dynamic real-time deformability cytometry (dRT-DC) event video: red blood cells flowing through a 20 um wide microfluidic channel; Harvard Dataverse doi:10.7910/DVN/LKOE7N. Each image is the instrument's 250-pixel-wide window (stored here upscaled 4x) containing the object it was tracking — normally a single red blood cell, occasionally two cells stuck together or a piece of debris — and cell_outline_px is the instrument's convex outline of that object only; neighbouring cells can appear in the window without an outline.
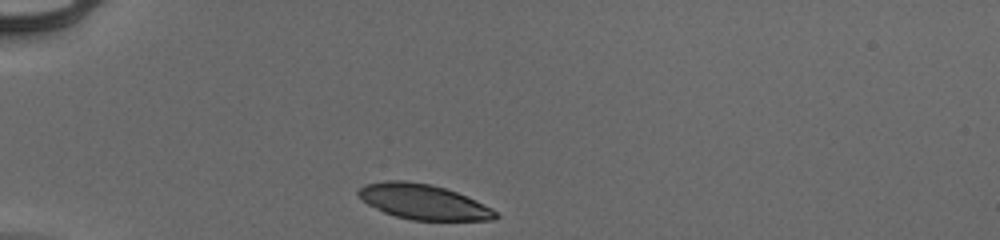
{"species": "human", "species_latin": "Homo sapiens", "temperature_condition": "cold", "stored_images_in_passage": 31, "camera_frame_rate_fps": 3000, "um_per_image_px": 0.085, "donor": {"sex": "male"}, "frame": {"image": 1, "passage_image": 1, "time_ms": 0.0, "image_size_px": [1000, 240], "cell_outline_px": [[500, 216], [496, 220], [412, 220], [396, 216], [384, 212], [368, 204], [356, 192], [364, 184], [384, 180], [404, 180], [432, 184], [456, 192], [492, 208]], "centroid_in_image_um": [35.98, 17.15], "position_along_channel_um": 49.0, "area_um2": 27.92}}
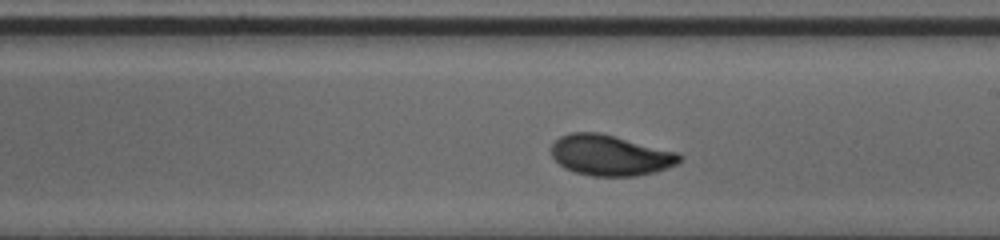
{"frame": {"image": 2, "passage_image": 18, "time_ms": 5.667, "image_size_px": [1000, 240], "cell_outline_px": [[684, 156], [676, 164], [652, 172], [636, 176], [592, 176], [576, 172], [564, 168], [552, 156], [552, 144], [560, 136], [568, 132], [600, 132], [680, 152]], "centroid_in_image_um": [51.88, 13.18], "position_along_channel_um": 237.1, "area_um2": 30.46}}
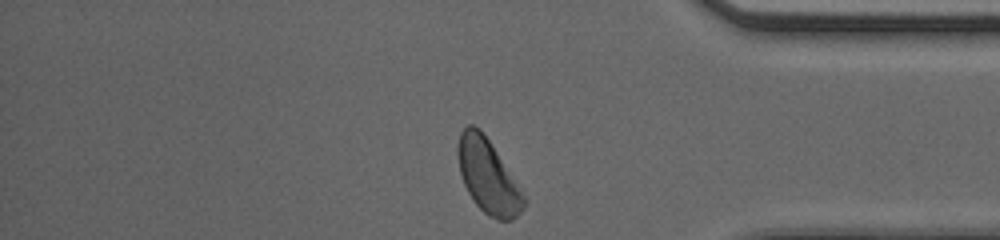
{"frame": {"image": 3, "passage_image": 31, "time_ms": 10.0, "image_size_px": [1000, 240], "cell_outline_px": [[528, 200], [524, 208], [512, 220], [496, 220], [488, 216], [472, 200], [464, 184], [460, 172], [456, 152], [456, 148], [460, 132], [468, 124], [472, 124], [480, 128]], "centroid_in_image_um": [41.46, 15.0], "position_along_channel_um": 393.7, "area_um2": 28.26}, "authors_computed_cell_mechanics": {"area_um2": 30.1138, "velocity_mm_per_s": 3.9075, "shape_relaxation_time_tau1_ms": 3.6072, "shape_relaxation_time_tau2_ms": 5.5801, "deformation_change_tau1": 0.1343, "deformation_change_tau2": 0.0865}}